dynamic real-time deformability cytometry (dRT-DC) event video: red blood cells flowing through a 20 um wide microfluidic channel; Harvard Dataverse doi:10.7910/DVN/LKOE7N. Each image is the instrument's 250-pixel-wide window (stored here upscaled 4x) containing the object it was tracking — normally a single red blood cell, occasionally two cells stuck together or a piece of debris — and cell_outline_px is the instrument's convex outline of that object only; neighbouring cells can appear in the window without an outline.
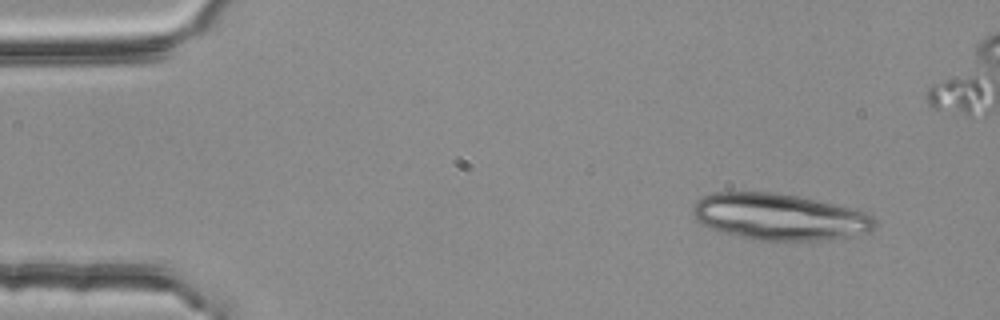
{"species": "common noctule bat (a hibernating species)", "species_latin": "Nyctalus noctula", "temperature_condition": "room temperature", "stored_images_in_passage": 4, "camera_frame_rate_fps": 3000, "um_per_image_px": 0.085, "animal": {"sex": "female", "body_mass_g": 25.1}, "frame": {"image": 1, "passage_image": 1, "time_ms": 0.0, "image_size_px": [1000, 320], "cell_outline_px": [[876, 228], [868, 232], [852, 236], [828, 240], [760, 240], [740, 236], [712, 228], [696, 220], [692, 212], [692, 208], [696, 200], [704, 196], [716, 192], [768, 192], [796, 196], [852, 208], [868, 212], [876, 220]], "centroid_in_image_um": [66.3, 18.43], "position_along_channel_um": 18.7, "area_um2": 48.96}}